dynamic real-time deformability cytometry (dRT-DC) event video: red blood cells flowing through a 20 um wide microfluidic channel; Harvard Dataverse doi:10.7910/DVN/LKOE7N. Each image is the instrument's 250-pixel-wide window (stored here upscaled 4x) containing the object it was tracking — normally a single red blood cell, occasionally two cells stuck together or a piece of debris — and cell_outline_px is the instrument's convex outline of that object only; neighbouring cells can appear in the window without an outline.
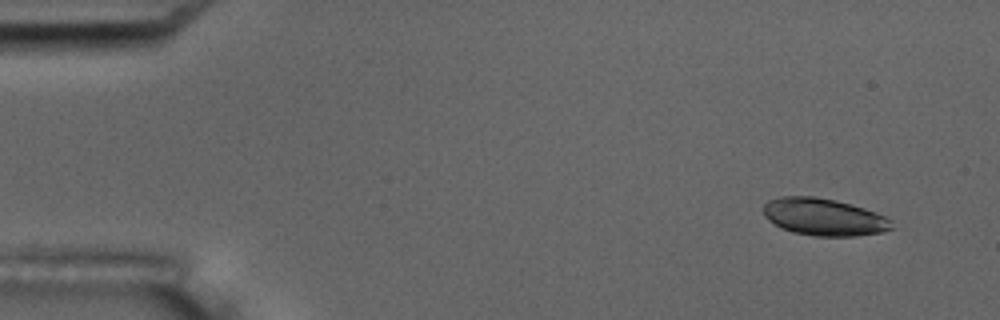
{"species": "common noctule bat (a hibernating species)", "species_latin": "Nyctalus noctula", "temperature_condition": "room temperature", "stored_images_in_passage": 9, "camera_frame_rate_fps": 3000, "um_per_image_px": 0.085, "animal": {"sex": "male", "body_mass_g": 17.5, "forearm_length_mm": 52.3}, "frame": {"image": 1, "passage_image": 2, "time_ms": 1.333, "image_size_px": [1000, 320], "cell_outline_px": [[892, 228], [884, 232], [856, 236], [816, 236], [792, 232], [780, 228], [768, 220], [764, 216], [764, 204], [768, 200], [780, 196], [816, 196], [836, 200], [852, 204], [876, 212], [892, 220]], "centroid_in_image_um": [70.02, 18.44], "position_along_channel_um": 15.0, "area_um2": 28.09}}
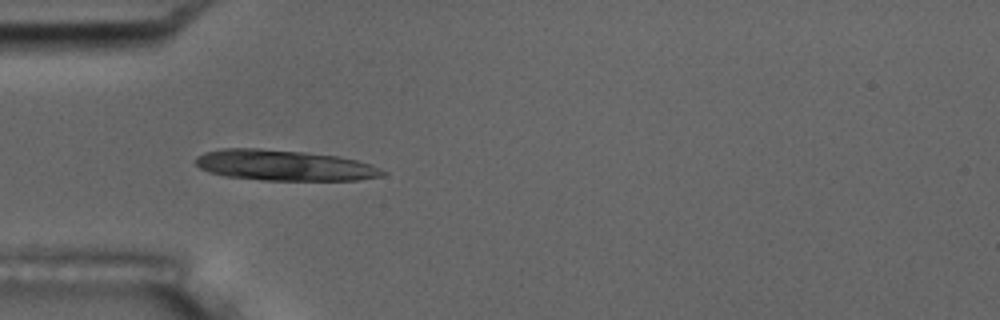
{"frame": {"image": 2, "passage_image": 6, "time_ms": 5.667, "image_size_px": [1000, 320], "cell_outline_px": [[388, 172], [384, 176], [356, 180], [264, 180], [224, 176], [208, 172], [200, 168], [196, 164], [196, 156], [204, 152], [224, 148], [256, 148], [304, 152], [336, 156], [356, 160], [372, 164]], "centroid_in_image_um": [24.16, 14.05], "position_along_channel_um": 60.8, "area_um2": 33.47}}